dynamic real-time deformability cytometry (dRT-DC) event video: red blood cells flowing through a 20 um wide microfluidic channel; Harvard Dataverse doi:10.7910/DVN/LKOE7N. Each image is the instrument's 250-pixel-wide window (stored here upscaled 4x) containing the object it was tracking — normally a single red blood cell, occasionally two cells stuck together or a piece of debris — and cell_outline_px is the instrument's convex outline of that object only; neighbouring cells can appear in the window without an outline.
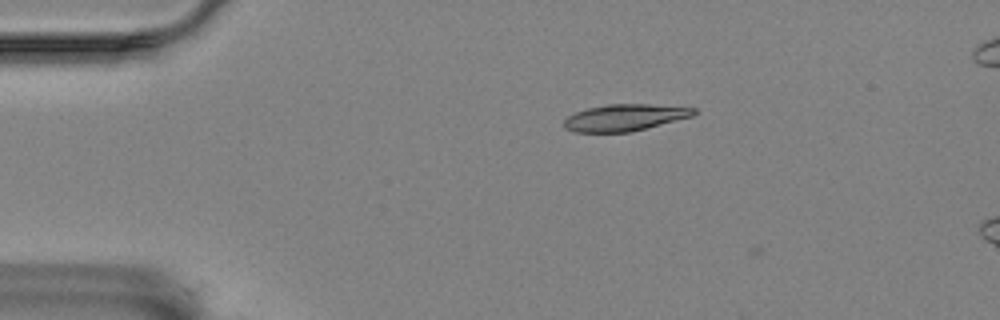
{"species": "Egyptian fruit bat (a non-hibernating species)", "species_latin": "Rousettus aegyptiacus", "temperature_condition": "room temperature", "stored_images_in_passage": 9, "camera_frame_rate_fps": 3000, "um_per_image_px": 0.085, "animal": {"sex": "female"}, "frame": {"image": 1, "passage_image": 8, "time_ms": 2.333, "image_size_px": [1000, 320], "cell_outline_px": [[696, 112], [692, 116], [628, 132], [576, 132], [564, 128], [564, 120], [568, 116], [576, 112], [588, 108], [608, 104], [648, 104], [696, 108]], "centroid_in_image_um": [53.07, 9.98], "position_along_channel_um": 31.9, "area_um2": 19.83}}